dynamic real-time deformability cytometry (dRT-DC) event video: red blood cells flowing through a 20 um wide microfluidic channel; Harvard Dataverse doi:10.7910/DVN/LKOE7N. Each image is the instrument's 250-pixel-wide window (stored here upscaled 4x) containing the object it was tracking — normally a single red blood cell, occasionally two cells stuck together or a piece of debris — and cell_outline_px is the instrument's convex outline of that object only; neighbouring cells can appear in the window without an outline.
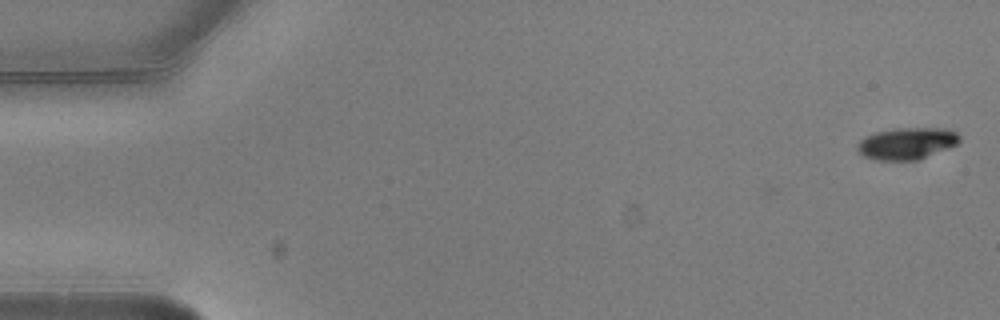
{"species": "common noctule bat (a hibernating species)", "species_latin": "Nyctalus noctula", "temperature_condition": "warm", "stored_images_in_passage": 3, "camera_frame_rate_fps": 3000, "um_per_image_px": 0.085, "animal": {"sex": "male", "body_mass_g": 20.5, "forearm_length_mm": 52.5}, "frame": {"image": 1, "passage_image": 1, "time_ms": 0.0, "image_size_px": [1000, 320], "cell_outline_px": [[960, 140], [956, 144], [948, 148], [920, 160], [872, 160], [864, 156], [856, 148], [856, 144], [860, 140], [876, 132], [900, 128], [944, 128], [956, 132], [960, 136]], "centroid_in_image_um": [77.08, 12.2], "position_along_channel_um": 7.9, "area_um2": 18.9}}